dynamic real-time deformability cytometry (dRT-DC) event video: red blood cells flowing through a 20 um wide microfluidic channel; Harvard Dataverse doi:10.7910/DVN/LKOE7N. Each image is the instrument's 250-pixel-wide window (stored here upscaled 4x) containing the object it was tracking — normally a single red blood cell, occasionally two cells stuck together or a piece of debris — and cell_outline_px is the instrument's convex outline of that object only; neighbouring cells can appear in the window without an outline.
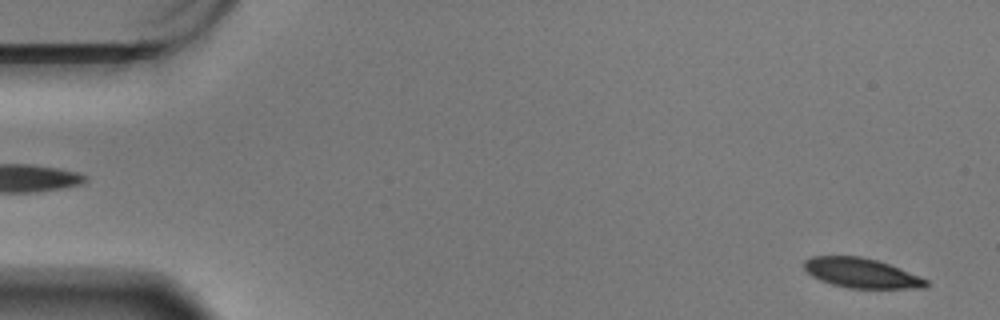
{"species": "Egyptian fruit bat (a non-hibernating species)", "species_latin": "Rousettus aegyptiacus", "temperature_condition": "warm", "stored_images_in_passage": 11, "camera_frame_rate_fps": 3000, "um_per_image_px": 0.085, "animal": {"sex": "male"}, "frame": {"image": 1, "passage_image": 2, "time_ms": 0.333, "image_size_px": [1000, 320], "cell_outline_px": [[928, 284], [924, 288], [848, 288], [832, 284], [820, 280], [812, 276], [804, 268], [804, 260], [812, 256], [860, 256], [876, 260], [900, 268], [920, 276], [928, 280]], "centroid_in_image_um": [73.21, 23.21], "position_along_channel_um": 11.8, "area_um2": 21.04}}